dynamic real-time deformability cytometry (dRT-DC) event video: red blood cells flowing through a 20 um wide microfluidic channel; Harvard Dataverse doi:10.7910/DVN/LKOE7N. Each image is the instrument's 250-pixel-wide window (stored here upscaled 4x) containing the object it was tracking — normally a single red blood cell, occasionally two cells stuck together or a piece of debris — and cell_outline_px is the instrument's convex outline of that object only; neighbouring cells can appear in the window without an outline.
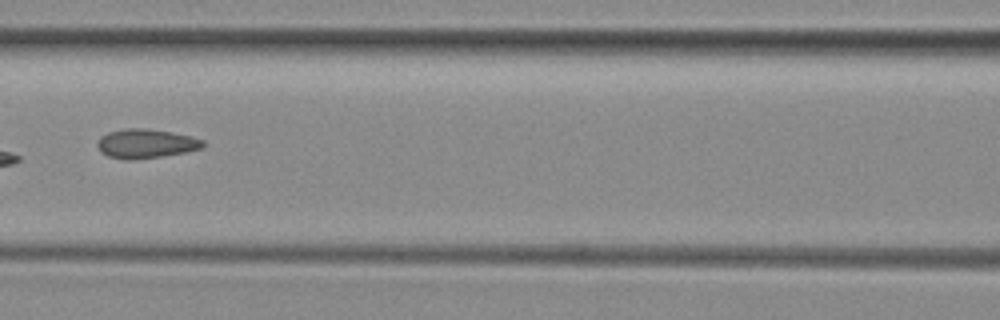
{"species": "common noctule bat (a hibernating species)", "species_latin": "Nyctalus noctula", "temperature_condition": "room temperature", "stored_images_in_passage": 6, "camera_frame_rate_fps": 3000, "um_per_image_px": 0.085, "animal": {"sex": "female", "body_mass_g": 29.2, "forearm_length_mm": 56.3}, "frame": {"image": 1, "passage_image": 6, "time_ms": 6.0, "image_size_px": [1000, 320], "cell_outline_px": [[208, 144], [204, 148], [184, 152], [160, 156], [132, 160], [124, 160], [108, 156], [100, 152], [96, 144], [100, 136], [108, 132], [124, 128], [148, 128], [192, 136], [204, 140]], "centroid_in_image_um": [12.4, 12.2], "position_along_channel_um": 154.2, "area_um2": 18.21}}